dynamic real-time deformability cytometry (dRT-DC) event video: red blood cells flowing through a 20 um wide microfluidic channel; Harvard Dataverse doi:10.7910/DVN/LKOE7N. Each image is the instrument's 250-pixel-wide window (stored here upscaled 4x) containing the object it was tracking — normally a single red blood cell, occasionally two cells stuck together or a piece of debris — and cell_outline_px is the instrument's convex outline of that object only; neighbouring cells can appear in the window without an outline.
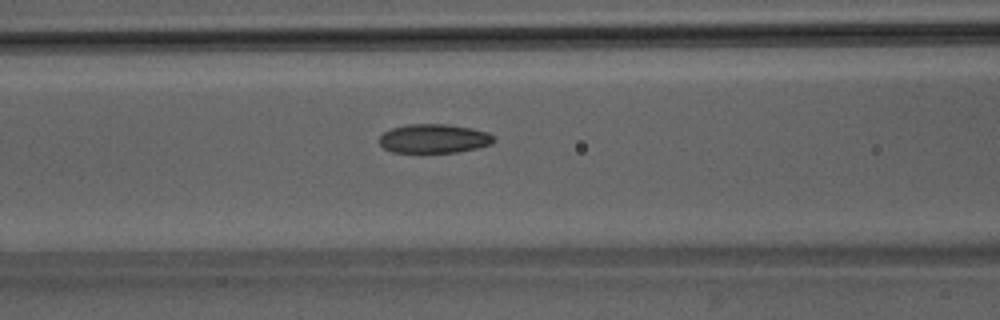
{"species": "Egyptian fruit bat (a non-hibernating species)", "species_latin": "Rousettus aegyptiacus", "temperature_condition": "room temperature", "stored_images_in_passage": 51, "camera_frame_rate_fps": 3000, "um_per_image_px": 0.085, "animal": {"sex": "male"}, "frame": {"image": 1, "passage_image": 22, "time_ms": 7.0, "image_size_px": [1000, 320], "cell_outline_px": [[496, 140], [492, 144], [476, 148], [456, 152], [392, 152], [384, 148], [380, 144], [380, 136], [384, 132], [392, 128], [408, 124], [448, 124], [472, 128], [488, 132]], "centroid_in_image_um": [36.9, 11.77], "position_along_channel_um": 129.7, "area_um2": 19.31}}
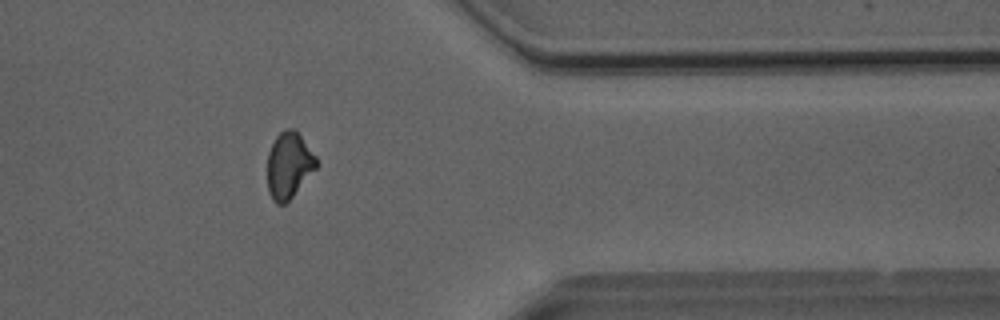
{"frame": {"image": 2, "passage_image": 42, "time_ms": 13.667, "image_size_px": [1000, 320], "cell_outline_px": [[320, 164], [292, 196], [284, 204], [276, 204], [272, 200], [268, 192], [268, 152], [276, 136], [284, 128], [296, 128], [316, 156]], "centroid_in_image_um": [24.57, 14.01], "position_along_channel_um": 386.8, "area_um2": 19.07}}
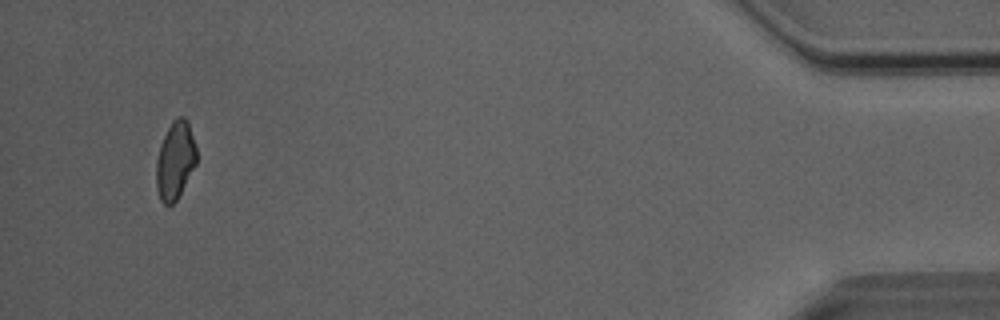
{"frame": {"image": 3, "passage_image": 49, "time_ms": 16.0, "image_size_px": [1000, 320], "cell_outline_px": [[196, 164], [176, 200], [172, 204], [164, 204], [160, 200], [156, 188], [156, 160], [160, 144], [172, 120], [176, 116], [184, 116], [188, 120], [196, 148]], "centroid_in_image_um": [14.88, 13.6], "position_along_channel_um": 420.3, "area_um2": 18.26}, "authors_computed_cell_mechanics": {"area_um2": 19.5942, "velocity_mm_per_s": 4.0826, "shape_relaxation_time_tau1_ms": 8.8281, "shape_relaxation_time_tau2_ms": 5.0798, "deformation_change_tau1": 0.1569, "deformation_change_tau2": 0.0823}}